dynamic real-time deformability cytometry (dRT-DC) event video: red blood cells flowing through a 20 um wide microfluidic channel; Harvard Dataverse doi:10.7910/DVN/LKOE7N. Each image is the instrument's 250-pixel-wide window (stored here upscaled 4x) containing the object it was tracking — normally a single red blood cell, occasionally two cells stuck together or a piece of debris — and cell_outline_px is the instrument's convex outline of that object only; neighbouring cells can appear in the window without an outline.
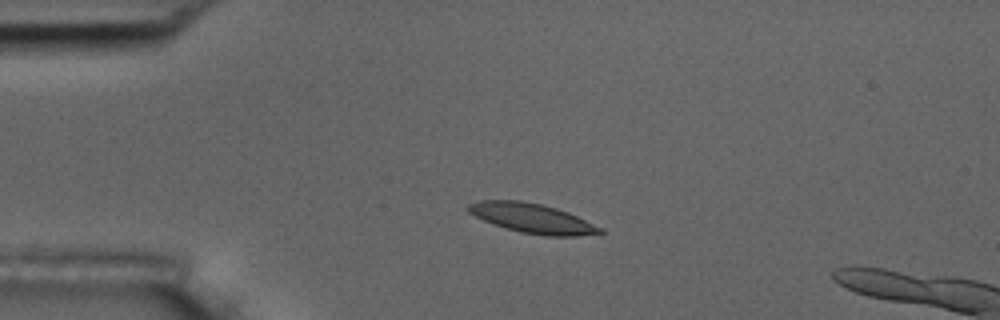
{"species": "common noctule bat (a hibernating species)", "species_latin": "Nyctalus noctula", "temperature_condition": "room temperature", "stored_images_in_passage": 5, "camera_frame_rate_fps": 3000, "um_per_image_px": 0.085, "animal": {"sex": "male", "body_mass_g": 17.5, "forearm_length_mm": 52.3}, "frame": {"image": 1, "passage_image": 3, "time_ms": 2.333, "image_size_px": [1000, 320], "cell_outline_px": [[604, 232], [576, 236], [544, 236], [520, 232], [484, 220], [468, 212], [464, 208], [468, 204], [476, 200], [520, 200], [540, 204], [556, 208], [568, 212], [604, 228]], "centroid_in_image_um": [45.23, 18.54], "position_along_channel_um": 39.8, "area_um2": 22.66}}